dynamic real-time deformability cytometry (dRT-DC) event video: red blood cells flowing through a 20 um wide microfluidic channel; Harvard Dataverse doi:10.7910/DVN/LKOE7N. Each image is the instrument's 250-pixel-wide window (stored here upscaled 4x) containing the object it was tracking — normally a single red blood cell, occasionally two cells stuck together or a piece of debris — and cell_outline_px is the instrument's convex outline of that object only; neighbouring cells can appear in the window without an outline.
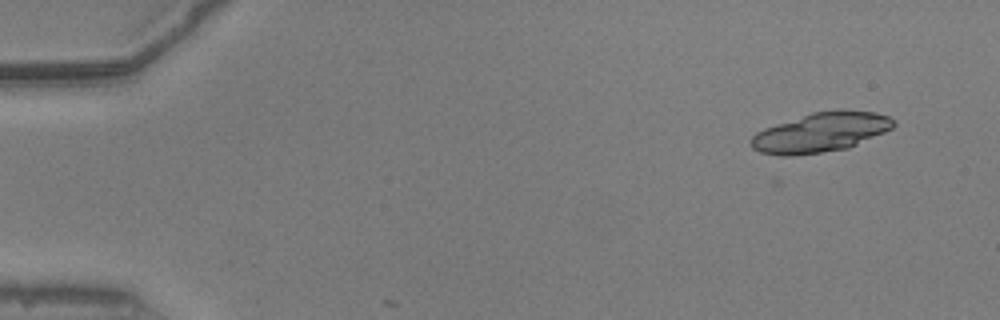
{"species": "common noctule bat (a hibernating species)", "species_latin": "Nyctalus noctula", "temperature_condition": "warm", "stored_images_in_passage": 6, "camera_frame_rate_fps": 3000, "um_per_image_px": 0.085, "animal": {"sex": "male", "body_mass_g": 20.5, "forearm_length_mm": 52.5}, "frame": {"image": 1, "passage_image": 6, "time_ms": 1.667, "image_size_px": [1000, 320], "cell_outline_px": [[896, 124], [892, 128], [884, 132], [848, 148], [792, 156], [780, 156], [760, 152], [752, 148], [752, 136], [756, 132], [764, 128], [812, 112], [840, 108], [844, 108], [876, 112], [888, 116], [896, 120]], "centroid_in_image_um": [69.8, 11.22], "position_along_channel_um": 15.2, "area_um2": 33.0}}